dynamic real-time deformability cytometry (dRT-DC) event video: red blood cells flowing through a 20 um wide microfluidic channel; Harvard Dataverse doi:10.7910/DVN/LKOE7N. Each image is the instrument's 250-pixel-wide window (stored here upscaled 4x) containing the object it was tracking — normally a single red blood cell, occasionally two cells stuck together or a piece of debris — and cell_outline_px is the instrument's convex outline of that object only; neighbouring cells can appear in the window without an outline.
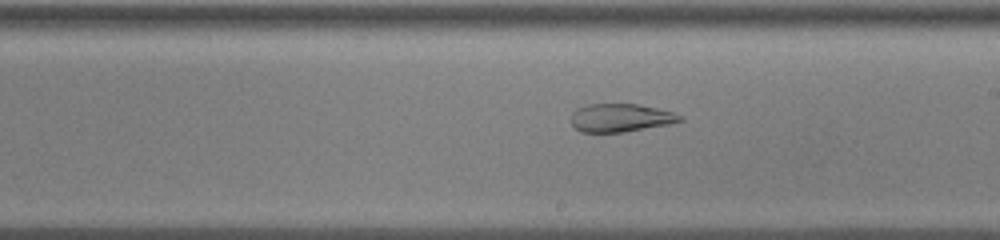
{"species": "common noctule bat (a hibernating species)", "species_latin": "Nyctalus noctula", "temperature_condition": "cold", "stored_images_in_passage": 58, "camera_frame_rate_fps": 3000, "um_per_image_px": 0.085, "animal": {"sex": "male", "body_mass_g": 13.0, "forearm_length_mm": 53.1}, "frame": {"image": 1, "passage_image": 35, "time_ms": 11.333, "image_size_px": [1000, 240], "cell_outline_px": [[684, 120], [668, 124], [624, 132], [580, 132], [572, 124], [572, 112], [576, 108], [588, 104], [640, 104], [672, 112], [684, 116]], "centroid_in_image_um": [52.75, 10.01], "position_along_channel_um": 236.3, "area_um2": 17.86}}
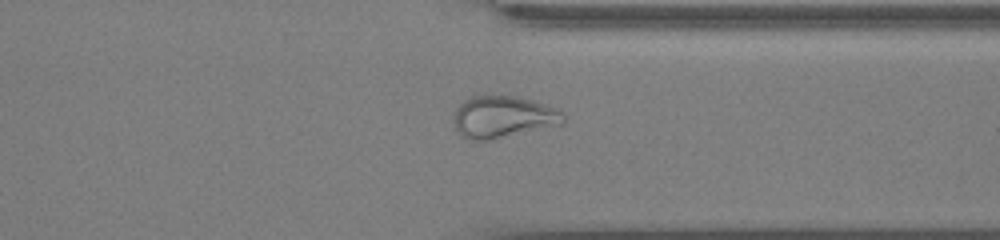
{"frame": {"image": 2, "passage_image": 46, "time_ms": 15.0, "image_size_px": [1000, 240], "cell_outline_px": [[564, 124], [488, 140], [472, 140], [460, 136], [452, 120], [452, 116], [456, 108], [464, 100], [472, 96], [516, 96], [532, 100], [560, 108], [564, 112]], "centroid_in_image_um": [42.77, 9.93], "position_along_channel_um": 368.6, "area_um2": 27.05}}
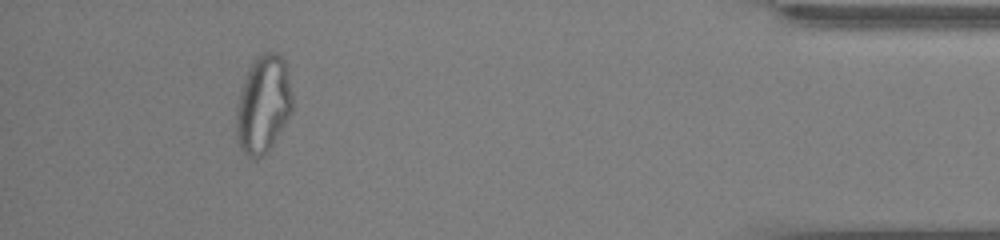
{"frame": {"image": 3, "passage_image": 54, "time_ms": 17.667, "image_size_px": [1000, 240], "cell_outline_px": [[292, 108], [284, 124], [268, 152], [264, 156], [256, 160], [252, 160], [240, 148], [236, 136], [236, 108], [240, 92], [248, 68], [256, 56], [264, 52], [276, 52], [284, 60], [292, 96]], "centroid_in_image_um": [22.34, 8.9], "position_along_channel_um": 412.9, "area_um2": 31.85}, "authors_computed_cell_mechanics": {"area_um2": 28.1486, "velocity_mm_per_s": 3.6032, "shape_relaxation_time_tau1_ms": null, "shape_relaxation_time_tau2_ms": 2.1524, "deformation_change_tau1": null, "deformation_change_tau2": 0.0936}}